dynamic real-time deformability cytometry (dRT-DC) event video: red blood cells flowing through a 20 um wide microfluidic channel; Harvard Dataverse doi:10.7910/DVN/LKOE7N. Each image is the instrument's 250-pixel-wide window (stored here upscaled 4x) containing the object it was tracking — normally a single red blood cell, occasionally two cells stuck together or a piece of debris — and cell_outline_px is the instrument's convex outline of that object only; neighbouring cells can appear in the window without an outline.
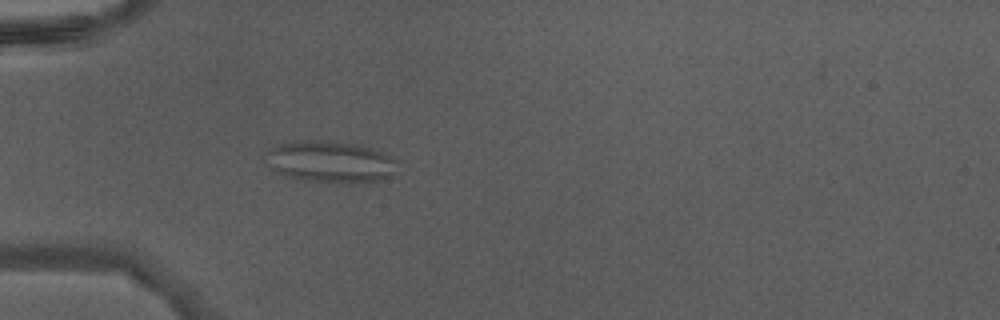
{"species": "Egyptian fruit bat (a non-hibernating species)", "species_latin": "Rousettus aegyptiacus", "temperature_condition": "warm", "stored_images_in_passage": 34, "camera_frame_rate_fps": 3000, "um_per_image_px": 0.085, "animal": {"sex": "male"}, "frame": {"image": 1, "passage_image": 2, "time_ms": 0.333, "image_size_px": [1000, 320], "cell_outline_px": [[396, 160], [392, 172], [388, 176], [376, 180], [352, 184], [340, 184], [308, 180], [288, 176], [276, 172], [264, 164], [268, 152], [272, 148], [284, 140], [328, 140], [356, 144], [372, 148], [384, 152], [392, 156]], "centroid_in_image_um": [28.01, 13.73], "position_along_channel_um": 57.0, "area_um2": 32.25}}
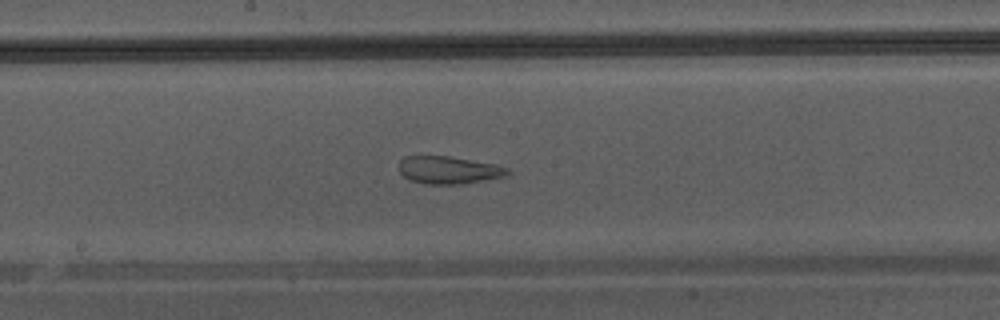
{"frame": {"image": 2, "passage_image": 13, "time_ms": 4.0, "image_size_px": [1000, 320], "cell_outline_px": [[512, 172], [508, 176], [460, 184], [424, 184], [412, 180], [404, 176], [400, 172], [400, 160], [404, 156], [448, 156], [496, 164], [508, 168]], "centroid_in_image_um": [38.18, 14.45], "position_along_channel_um": 210.0, "area_um2": 17.46}}
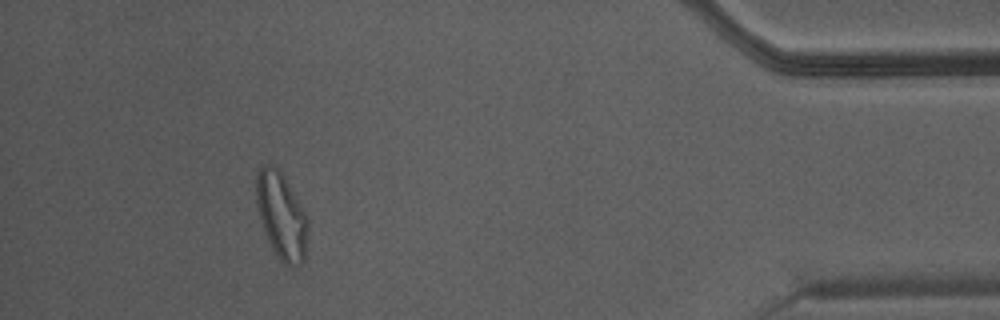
{"frame": {"image": 3, "passage_image": 30, "time_ms": 9.667, "image_size_px": [1000, 320], "cell_outline_px": [[308, 228], [304, 260], [300, 264], [292, 268], [284, 264], [276, 256], [264, 232], [260, 220], [256, 204], [256, 172], [260, 164], [268, 164], [276, 168], [284, 176], [304, 212], [308, 220]], "centroid_in_image_um": [23.89, 18.36], "position_along_channel_um": 411.3, "area_um2": 26.07}}